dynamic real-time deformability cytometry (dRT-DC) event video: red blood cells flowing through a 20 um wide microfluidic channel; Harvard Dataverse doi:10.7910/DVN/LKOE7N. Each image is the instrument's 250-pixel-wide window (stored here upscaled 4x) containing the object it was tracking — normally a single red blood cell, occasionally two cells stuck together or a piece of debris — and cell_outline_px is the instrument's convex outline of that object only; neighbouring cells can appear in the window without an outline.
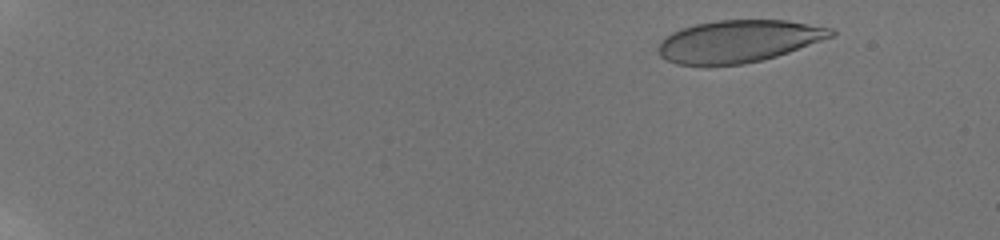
{"species": "human", "species_latin": "Homo sapiens", "temperature_condition": "room temperature", "stored_images_in_passage": 16, "camera_frame_rate_fps": 3000, "um_per_image_px": 0.085, "donor": {"sex": "male"}, "frame": {"image": 1, "passage_image": 3, "time_ms": 1.667, "image_size_px": [1000, 240], "cell_outline_px": [[836, 36], [776, 56], [744, 64], [704, 68], [676, 64], [660, 56], [656, 48], [672, 32], [680, 28], [696, 24], [716, 20], [788, 20], [832, 28], [836, 32]], "centroid_in_image_um": [62.76, 3.53], "position_along_channel_um": 22.2, "area_um2": 43.23}}
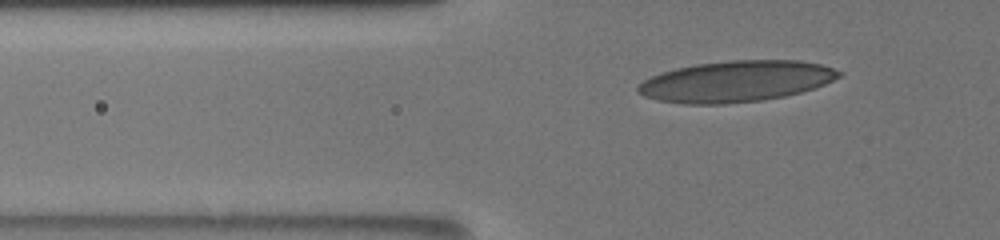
{"frame": {"image": 2, "passage_image": 12, "time_ms": 6.667, "image_size_px": [1000, 240], "cell_outline_px": [[844, 72], [840, 76], [824, 84], [800, 92], [784, 96], [760, 100], [724, 104], [684, 104], [656, 100], [644, 96], [636, 92], [636, 84], [652, 76], [676, 68], [696, 64], [732, 60], [800, 60], [820, 64]], "centroid_in_image_um": [62.52, 6.91], "position_along_channel_um": 63.3, "area_um2": 48.03}}